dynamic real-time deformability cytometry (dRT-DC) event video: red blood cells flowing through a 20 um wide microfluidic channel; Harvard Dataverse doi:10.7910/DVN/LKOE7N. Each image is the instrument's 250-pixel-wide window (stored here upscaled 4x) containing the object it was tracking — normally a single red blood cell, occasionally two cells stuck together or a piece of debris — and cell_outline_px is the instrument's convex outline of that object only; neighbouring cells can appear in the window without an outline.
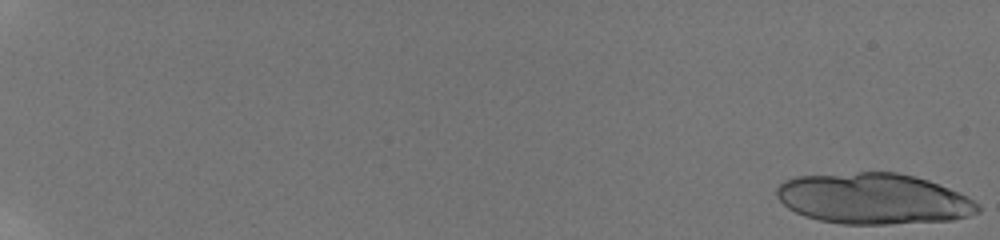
{"species": "human", "species_latin": "Homo sapiens", "temperature_condition": "room temperature", "stored_images_in_passage": 23, "camera_frame_rate_fps": 3000, "um_per_image_px": 0.085, "donor": {"sex": "male"}, "frame": {"image": 1, "passage_image": 1, "time_ms": 0.0, "image_size_px": [1000, 240], "cell_outline_px": [[980, 212], [968, 216], [952, 220], [888, 224], [840, 224], [820, 220], [804, 216], [788, 208], [776, 196], [776, 188], [784, 180], [796, 176], [860, 172], [896, 172], [928, 180], [960, 192], [968, 196], [980, 208]], "centroid_in_image_um": [74.24, 16.89], "position_along_channel_um": 10.8, "area_um2": 59.71}}